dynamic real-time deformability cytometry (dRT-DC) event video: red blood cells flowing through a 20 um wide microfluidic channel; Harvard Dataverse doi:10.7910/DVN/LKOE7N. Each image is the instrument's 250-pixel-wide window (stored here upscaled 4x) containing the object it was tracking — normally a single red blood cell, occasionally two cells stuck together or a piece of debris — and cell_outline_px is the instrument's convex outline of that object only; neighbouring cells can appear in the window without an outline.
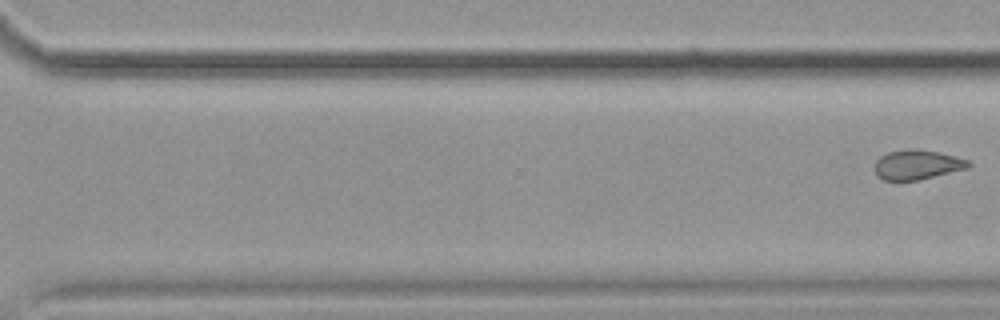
{"species": "common noctule bat (a hibernating species)", "species_latin": "Nyctalus noctula", "temperature_condition": "cold", "stored_images_in_passage": 10, "segment_of_instrument_passage": [2, 2], "camera_frame_rate_fps": 3000, "um_per_image_px": 0.085, "animal": {"sex": "female", "body_mass_g": 19.9}, "frame": {"image": 1, "passage_image": 10, "time_ms": 11.667, "image_size_px": [1000, 320], "cell_outline_px": [[972, 164], [968, 168], [920, 180], [884, 180], [876, 176], [876, 160], [880, 156], [888, 152], [908, 148], [940, 152], [972, 160]], "centroid_in_image_um": [78.01, 13.99], "position_along_channel_um": 292.6, "area_um2": 16.36}}